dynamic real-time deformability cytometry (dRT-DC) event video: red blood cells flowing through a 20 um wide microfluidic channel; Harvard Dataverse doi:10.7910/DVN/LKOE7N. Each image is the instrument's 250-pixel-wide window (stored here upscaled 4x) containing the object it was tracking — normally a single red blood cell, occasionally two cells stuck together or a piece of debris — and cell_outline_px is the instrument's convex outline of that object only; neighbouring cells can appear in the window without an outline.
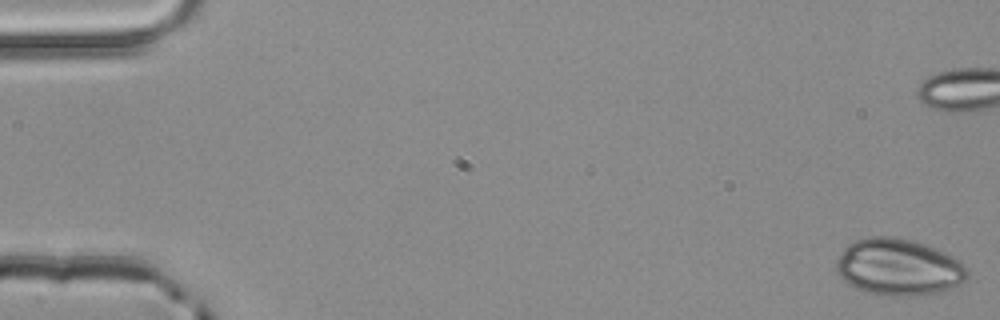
{"species": "common noctule bat (a hibernating species)", "species_latin": "Nyctalus noctula", "temperature_condition": "room temperature", "stored_images_in_passage": 4, "camera_frame_rate_fps": 3000, "um_per_image_px": 0.085, "animal": {"sex": "male", "body_mass_g": 20.4}, "frame": {"image": 1, "passage_image": 1, "time_ms": 0.0, "image_size_px": [1000, 320], "cell_outline_px": [[968, 280], [952, 288], [936, 292], [912, 296], [888, 296], [868, 292], [856, 288], [848, 284], [836, 272], [836, 260], [840, 252], [848, 244], [856, 240], [868, 236], [892, 236], [912, 240], [936, 248], [960, 260], [968, 268]], "centroid_in_image_um": [76.38, 22.7], "position_along_channel_um": 8.6, "area_um2": 43.64}}